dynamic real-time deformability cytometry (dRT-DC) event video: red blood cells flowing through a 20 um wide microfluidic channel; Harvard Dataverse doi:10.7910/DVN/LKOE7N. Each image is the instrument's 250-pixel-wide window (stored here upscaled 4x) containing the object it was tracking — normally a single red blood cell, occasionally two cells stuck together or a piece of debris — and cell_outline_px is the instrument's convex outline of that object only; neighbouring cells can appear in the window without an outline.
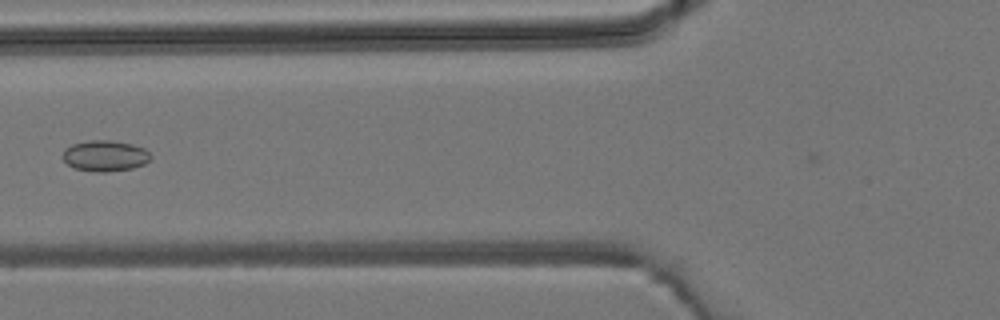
{"species": "common noctule bat (a hibernating species)", "species_latin": "Nyctalus noctula", "temperature_condition": "room temperature", "stored_images_in_passage": 2, "camera_frame_rate_fps": 3000, "um_per_image_px": 0.085, "animal": {"sex": "male", "body_mass_g": 19.2, "forearm_length_mm": 51.8}, "frame": {"image": 1, "passage_image": 2, "time_ms": 1.333, "image_size_px": [1000, 320], "cell_outline_px": [[152, 156], [144, 164], [132, 168], [104, 172], [96, 172], [76, 168], [68, 164], [64, 160], [64, 148], [72, 144], [88, 140], [112, 140], [132, 144], [144, 148]], "centroid_in_image_um": [8.93, 13.23], "position_along_channel_um": 116.9, "area_um2": 15.72}}